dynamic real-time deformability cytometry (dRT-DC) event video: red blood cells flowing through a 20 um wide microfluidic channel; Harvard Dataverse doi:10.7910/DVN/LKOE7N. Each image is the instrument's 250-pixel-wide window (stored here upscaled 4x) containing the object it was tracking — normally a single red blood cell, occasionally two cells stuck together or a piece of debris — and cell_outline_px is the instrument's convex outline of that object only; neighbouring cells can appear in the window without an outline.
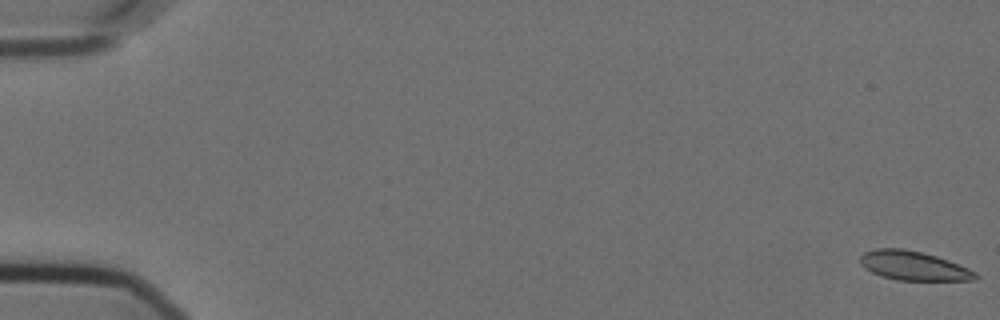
{"species": "Egyptian fruit bat (a non-hibernating species)", "species_latin": "Rousettus aegyptiacus", "temperature_condition": "cold", "stored_images_in_passage": 9, "camera_frame_rate_fps": 3000, "um_per_image_px": 0.085, "animal": {"sex": "female"}, "frame": {"image": 1, "passage_image": 1, "time_ms": 0.0, "image_size_px": [1000, 320], "cell_outline_px": [[980, 276], [976, 280], [896, 280], [880, 276], [864, 268], [860, 264], [860, 256], [864, 252], [876, 248], [904, 248], [936, 256], [948, 260], [968, 268], [976, 272]], "centroid_in_image_um": [77.63, 22.59], "position_along_channel_um": 7.4, "area_um2": 19.65}}